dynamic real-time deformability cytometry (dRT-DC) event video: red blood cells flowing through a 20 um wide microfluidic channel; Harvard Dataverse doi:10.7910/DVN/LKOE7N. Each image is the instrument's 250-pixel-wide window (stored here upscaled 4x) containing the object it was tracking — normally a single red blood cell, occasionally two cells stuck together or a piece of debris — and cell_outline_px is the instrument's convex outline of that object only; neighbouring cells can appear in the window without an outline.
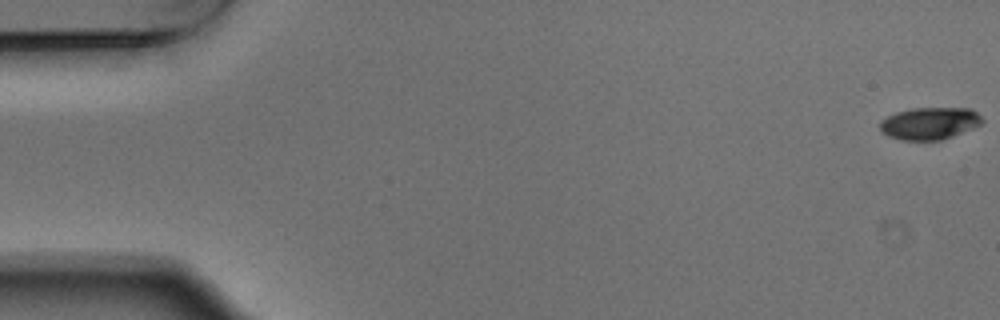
{"species": "Egyptian fruit bat (a non-hibernating species)", "species_latin": "Rousettus aegyptiacus", "temperature_condition": "warm", "stored_images_in_passage": 7, "camera_frame_rate_fps": 3000, "um_per_image_px": 0.085, "animal": {"sex": "male"}, "frame": {"image": 1, "passage_image": 1, "time_ms": 0.0, "image_size_px": [1000, 320], "cell_outline_px": [[984, 120], [980, 124], [972, 128], [952, 136], [940, 140], [900, 140], [888, 136], [880, 132], [880, 120], [896, 112], [912, 108], [972, 108]], "centroid_in_image_um": [78.98, 10.48], "position_along_channel_um": 6.0, "area_um2": 19.19}}
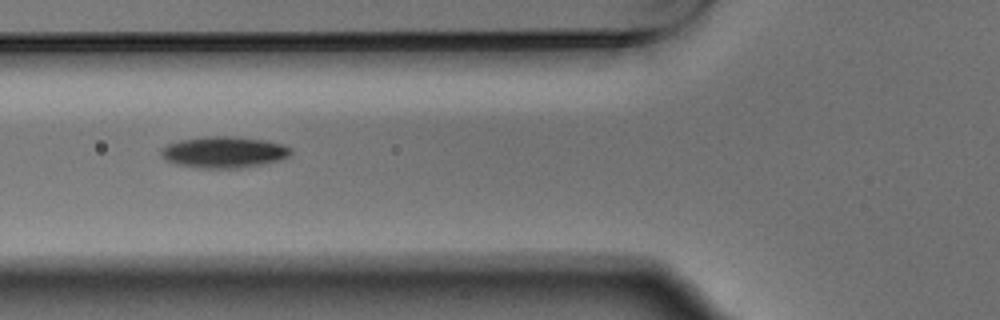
{"frame": {"image": 2, "passage_image": 6, "time_ms": 1.667, "image_size_px": [1000, 320], "cell_outline_px": [[292, 152], [288, 156], [280, 160], [264, 164], [240, 168], [196, 168], [176, 164], [164, 160], [160, 156], [160, 148], [168, 144], [180, 140], [208, 136], [232, 136], [268, 140], [284, 144], [292, 148]], "centroid_in_image_um": [19.03, 12.93], "position_along_channel_um": 106.8, "area_um2": 24.1}}
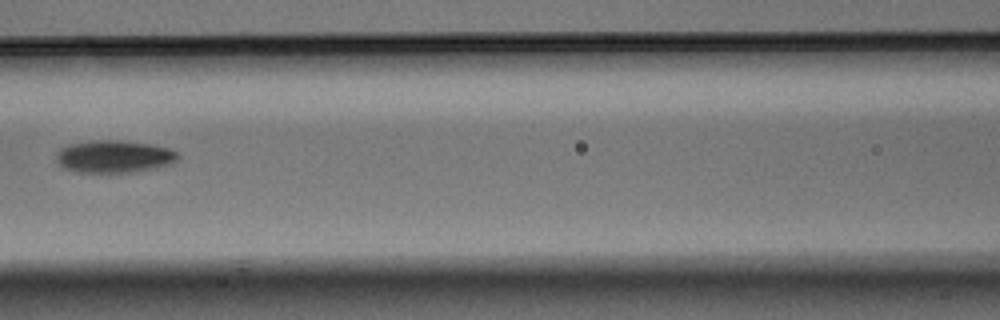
{"frame": {"image": 3, "passage_image": 7, "time_ms": 2.0, "image_size_px": [1000, 320], "cell_outline_px": [[180, 156], [176, 160], [168, 164], [156, 168], [132, 172], [80, 172], [64, 168], [56, 160], [56, 156], [60, 148], [68, 144], [92, 140], [120, 140], [152, 144], [168, 148], [176, 152]], "centroid_in_image_um": [9.69, 13.29], "position_along_channel_um": 156.9, "area_um2": 22.95}}